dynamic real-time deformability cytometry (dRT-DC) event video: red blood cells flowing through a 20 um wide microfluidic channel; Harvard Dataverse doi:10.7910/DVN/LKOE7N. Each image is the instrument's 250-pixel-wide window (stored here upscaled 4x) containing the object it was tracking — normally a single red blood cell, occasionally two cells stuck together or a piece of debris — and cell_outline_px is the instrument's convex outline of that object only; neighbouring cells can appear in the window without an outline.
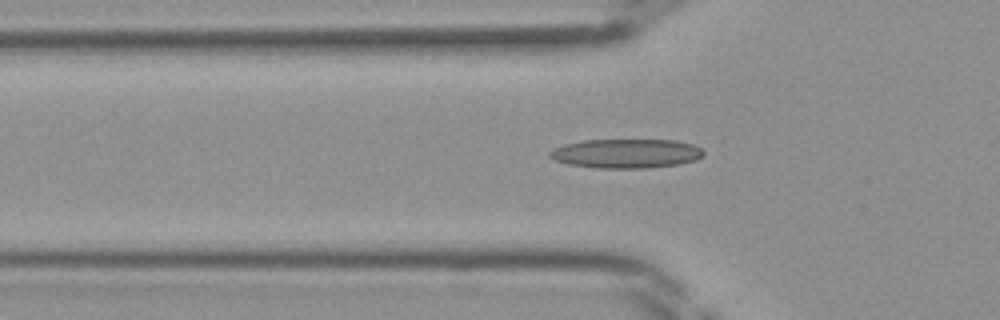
{"species": "Egyptian fruit bat (a non-hibernating species)", "species_latin": "Rousettus aegyptiacus", "temperature_condition": "room temperature", "stored_images_in_passage": 30, "camera_frame_rate_fps": 3000, "um_per_image_px": 0.085, "frame": {"image": 1, "passage_image": 3, "time_ms": 0.667, "image_size_px": [1000, 320], "cell_outline_px": [[704, 156], [696, 160], [680, 164], [648, 168], [592, 168], [568, 164], [556, 160], [548, 156], [548, 152], [552, 148], [564, 144], [584, 140], [676, 140], [692, 144], [700, 148], [704, 152]], "centroid_in_image_um": [53.21, 13.05], "position_along_channel_um": 72.6, "area_um2": 26.41}}
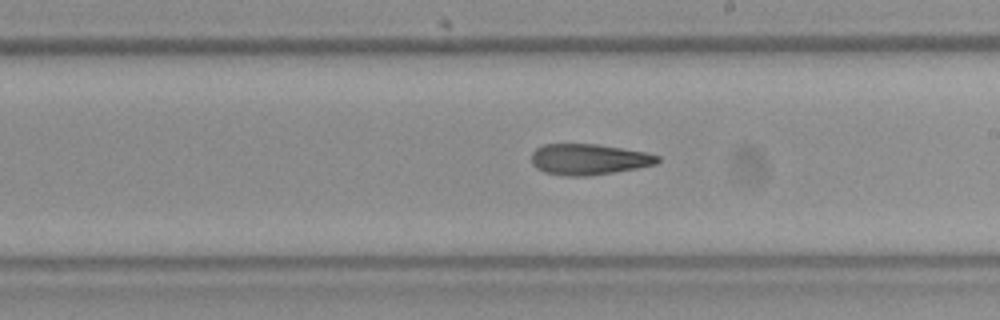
{"frame": {"image": 2, "passage_image": 14, "time_ms": 4.333, "image_size_px": [1000, 320], "cell_outline_px": [[660, 160], [656, 164], [636, 168], [588, 176], [564, 176], [544, 172], [536, 168], [532, 164], [532, 152], [536, 148], [544, 144], [596, 144], [648, 152], [660, 156]], "centroid_in_image_um": [50.04, 13.54], "position_along_channel_um": 239.0, "area_um2": 22.77}}
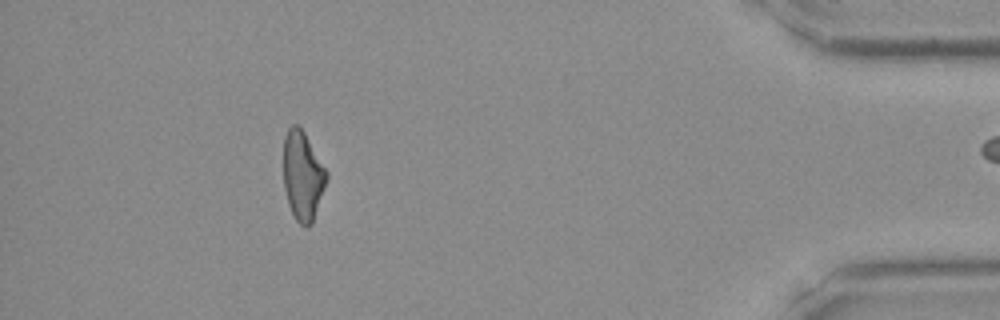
{"frame": {"image": 3, "passage_image": 29, "time_ms": 9.333, "image_size_px": [1000, 320], "cell_outline_px": [[328, 180], [312, 224], [308, 228], [300, 224], [296, 220], [288, 204], [284, 188], [284, 136], [288, 128], [292, 124], [296, 124], [304, 132], [328, 172]], "centroid_in_image_um": [25.74, 14.96], "position_along_channel_um": 409.5, "area_um2": 22.48}}